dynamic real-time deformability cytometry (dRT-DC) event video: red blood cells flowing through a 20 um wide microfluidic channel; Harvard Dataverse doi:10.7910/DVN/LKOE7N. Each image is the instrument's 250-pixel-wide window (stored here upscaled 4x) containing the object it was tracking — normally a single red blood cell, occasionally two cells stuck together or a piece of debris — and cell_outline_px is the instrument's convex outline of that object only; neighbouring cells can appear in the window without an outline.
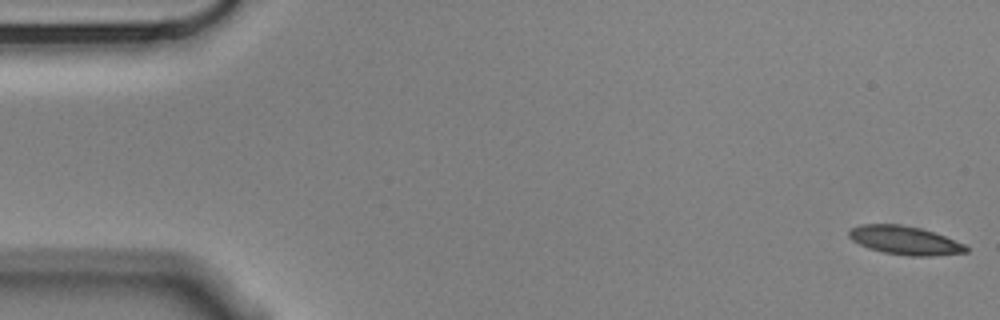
{"species": "Egyptian fruit bat (a non-hibernating species)", "species_latin": "Rousettus aegyptiacus", "temperature_condition": "cold", "stored_images_in_passage": 56, "camera_frame_rate_fps": 3000, "um_per_image_px": 0.085, "animal": {"sex": "male"}, "frame": {"image": 1, "passage_image": 1, "time_ms": 0.0, "image_size_px": [1000, 320], "cell_outline_px": [[968, 252], [932, 256], [912, 256], [884, 252], [868, 248], [852, 240], [848, 236], [848, 232], [852, 228], [860, 224], [900, 224], [920, 228], [944, 236], [964, 244], [968, 248]], "centroid_in_image_um": [76.89, 20.43], "position_along_channel_um": 8.1, "area_um2": 19.31}}
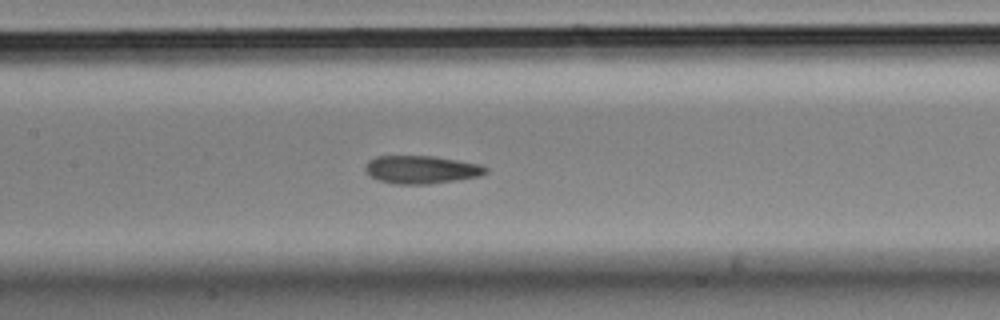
{"frame": {"image": 2, "passage_image": 26, "time_ms": 8.333, "image_size_px": [1000, 320], "cell_outline_px": [[488, 172], [480, 176], [456, 180], [428, 184], [396, 184], [380, 180], [372, 176], [364, 168], [368, 160], [376, 156], [432, 156], [480, 164], [488, 168]], "centroid_in_image_um": [35.84, 14.41], "position_along_channel_um": 171.6, "area_um2": 19.48}}
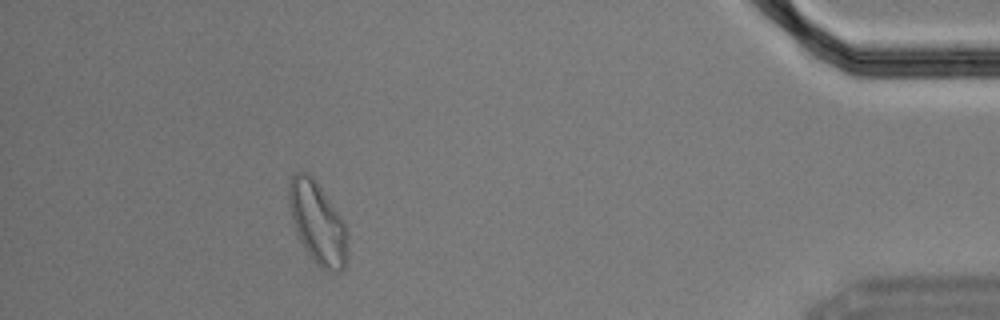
{"frame": {"image": 3, "passage_image": 51, "time_ms": 16.667, "image_size_px": [1000, 320], "cell_outline_px": [[348, 256], [344, 268], [340, 272], [328, 272], [320, 268], [312, 260], [300, 240], [296, 232], [292, 220], [288, 204], [288, 184], [292, 176], [296, 172], [308, 172], [312, 176], [344, 220], [348, 252]], "centroid_in_image_um": [26.99, 18.97], "position_along_channel_um": 408.2, "area_um2": 28.21}, "authors_computed_cell_mechanics": {"area_um2": 19.5653, "velocity_mm_per_s": 3.5064, "shape_relaxation_time_tau1_ms": 8.3266, "shape_relaxation_time_tau2_ms": 2.2757, "deformation_change_tau1": 0.1928, "deformation_change_tau2": 0.0856}}